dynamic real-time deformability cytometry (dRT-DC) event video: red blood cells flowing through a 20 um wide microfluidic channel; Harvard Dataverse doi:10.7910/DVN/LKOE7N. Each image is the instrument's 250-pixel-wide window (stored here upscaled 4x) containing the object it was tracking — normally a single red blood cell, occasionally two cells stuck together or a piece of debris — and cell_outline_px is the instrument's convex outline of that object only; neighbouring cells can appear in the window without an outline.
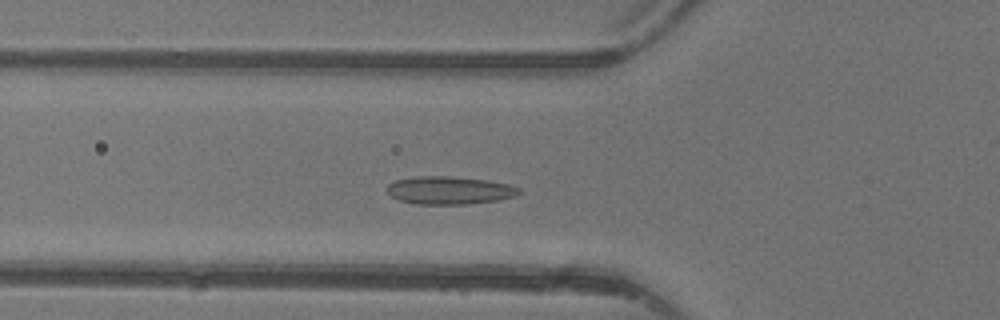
{"species": "common noctule bat (a hibernating species)", "species_latin": "Nyctalus noctula", "temperature_condition": "warm", "stored_images_in_passage": 43, "camera_frame_rate_fps": 3000, "um_per_image_px": 0.085, "animal": {"sex": "female"}, "frame": {"image": 1, "passage_image": 12, "time_ms": 3.667, "image_size_px": [1000, 320], "cell_outline_px": [[520, 192], [516, 196], [496, 200], [468, 204], [416, 204], [400, 200], [392, 196], [388, 192], [388, 184], [396, 180], [416, 176], [452, 176], [488, 180], [508, 184], [520, 188]], "centroid_in_image_um": [38.22, 16.17], "position_along_channel_um": 87.6, "area_um2": 21.39}}
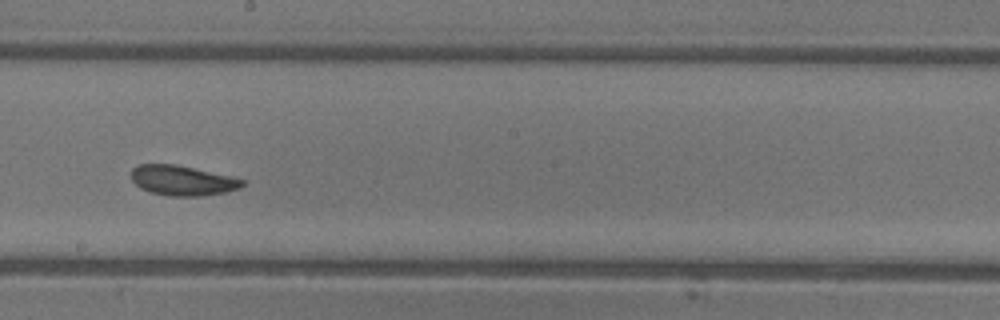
{"frame": {"image": 2, "passage_image": 22, "time_ms": 7.0, "image_size_px": [1000, 320], "cell_outline_px": [[244, 184], [240, 188], [228, 192], [200, 196], [168, 196], [152, 192], [140, 188], [132, 180], [132, 168], [140, 164], [176, 164], [228, 176], [244, 180]], "centroid_in_image_um": [15.49, 15.35], "position_along_channel_um": 232.7, "area_um2": 19.25}}
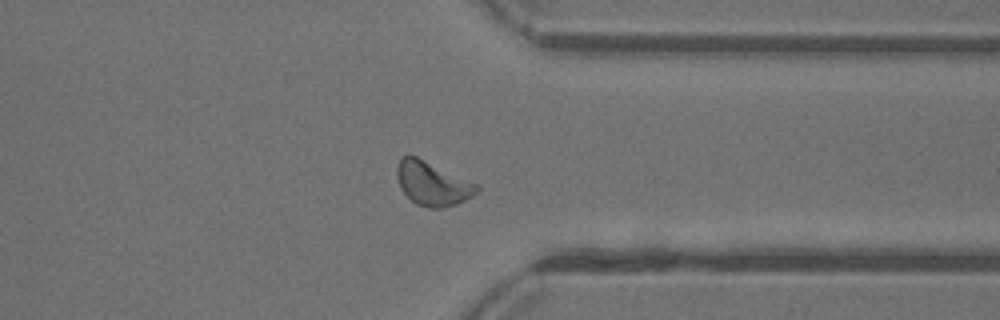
{"frame": {"image": 3, "passage_image": 32, "time_ms": 10.333, "image_size_px": [1000, 320], "cell_outline_px": [[480, 188], [472, 196], [456, 204], [444, 208], [428, 208], [416, 204], [400, 188], [396, 176], [396, 168], [400, 156], [416, 156], [480, 184]], "centroid_in_image_um": [36.77, 15.6], "position_along_channel_um": 374.6, "area_um2": 20.58}}